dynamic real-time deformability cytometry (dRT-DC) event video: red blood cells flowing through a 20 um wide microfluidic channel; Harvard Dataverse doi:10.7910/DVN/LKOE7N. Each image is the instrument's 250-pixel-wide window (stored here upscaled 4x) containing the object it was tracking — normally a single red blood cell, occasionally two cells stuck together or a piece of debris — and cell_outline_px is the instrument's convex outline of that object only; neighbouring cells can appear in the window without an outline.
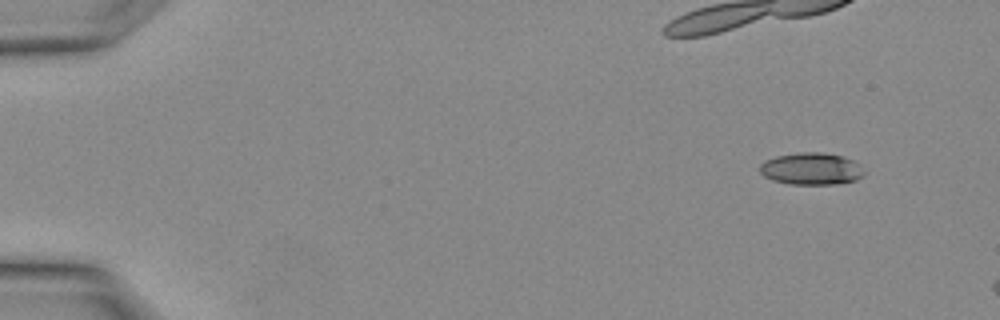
{"species": "Egyptian fruit bat (a non-hibernating species)", "species_latin": "Rousettus aegyptiacus", "temperature_condition": "warm", "stored_images_in_passage": 5, "camera_frame_rate_fps": 3000, "um_per_image_px": 0.085, "animal": {"sex": "female"}, "frame": {"image": 1, "passage_image": 1, "time_ms": 0.0, "image_size_px": [1000, 320], "cell_outline_px": [[864, 176], [856, 180], [836, 184], [792, 184], [772, 180], [764, 176], [760, 172], [760, 164], [764, 160], [776, 156], [796, 152], [820, 152], [840, 156], [852, 160], [864, 172]], "centroid_in_image_um": [68.91, 14.35], "position_along_channel_um": 16.1, "area_um2": 19.36}}